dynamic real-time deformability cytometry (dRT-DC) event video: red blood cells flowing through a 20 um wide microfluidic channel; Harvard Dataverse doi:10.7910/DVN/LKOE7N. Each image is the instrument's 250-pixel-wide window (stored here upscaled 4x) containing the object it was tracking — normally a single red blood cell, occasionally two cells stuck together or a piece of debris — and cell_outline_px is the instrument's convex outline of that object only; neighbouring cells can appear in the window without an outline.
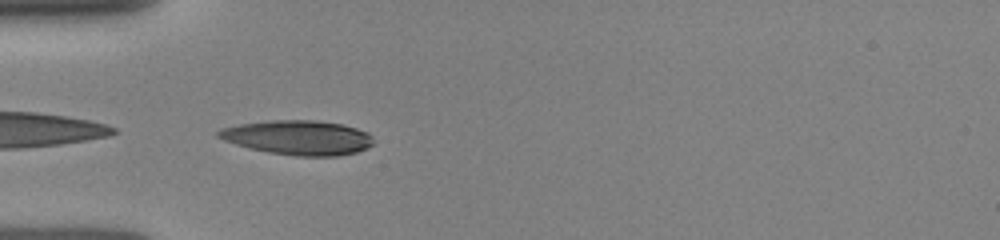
{"species": "human", "species_latin": "Homo sapiens", "temperature_condition": "room temperature", "stored_images_in_passage": 32, "camera_frame_rate_fps": 3000, "um_per_image_px": 0.085, "donor": {"sex": "female"}, "frame": {"image": 1, "passage_image": 1, "time_ms": 0.0, "image_size_px": [1000, 240], "cell_outline_px": [[372, 144], [368, 148], [356, 152], [336, 156], [296, 156], [268, 152], [248, 148], [224, 140], [216, 136], [216, 132], [220, 128], [240, 124], [272, 120], [316, 120], [344, 124], [368, 132], [372, 136]], "centroid_in_image_um": [25.34, 11.69], "position_along_channel_um": 59.7, "area_um2": 31.27}}
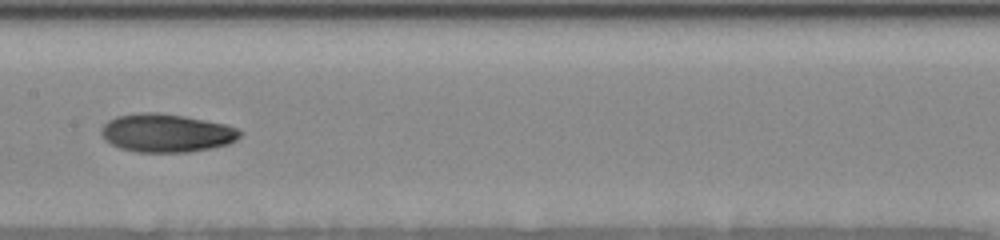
{"frame": {"image": 2, "passage_image": 9, "time_ms": 3.333, "image_size_px": [1000, 240], "cell_outline_px": [[244, 132], [236, 140], [228, 144], [212, 148], [188, 152], [136, 152], [120, 148], [104, 140], [100, 132], [100, 128], [108, 120], [116, 116], [140, 112], [156, 112], [184, 116], [228, 124], [240, 128]], "centroid_in_image_um": [14.17, 11.3], "position_along_channel_um": 193.2, "area_um2": 31.39}}
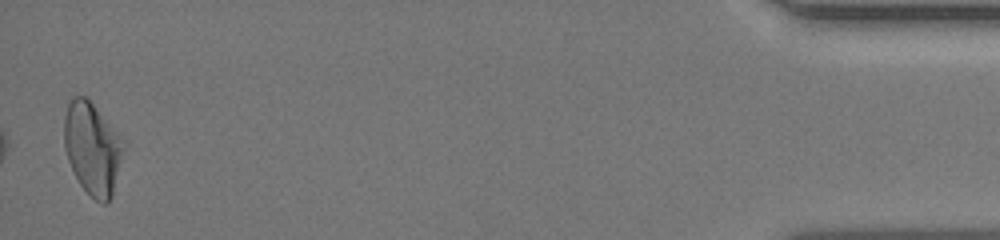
{"frame": {"image": 3, "passage_image": 32, "time_ms": 11.0, "image_size_px": [1000, 240], "cell_outline_px": [[124, 140], [112, 196], [104, 204], [100, 204], [80, 184], [68, 160], [64, 148], [64, 116], [68, 104], [72, 96], [84, 96], [92, 104]], "centroid_in_image_um": [7.81, 12.6], "position_along_channel_um": 427.4, "area_um2": 31.04}}